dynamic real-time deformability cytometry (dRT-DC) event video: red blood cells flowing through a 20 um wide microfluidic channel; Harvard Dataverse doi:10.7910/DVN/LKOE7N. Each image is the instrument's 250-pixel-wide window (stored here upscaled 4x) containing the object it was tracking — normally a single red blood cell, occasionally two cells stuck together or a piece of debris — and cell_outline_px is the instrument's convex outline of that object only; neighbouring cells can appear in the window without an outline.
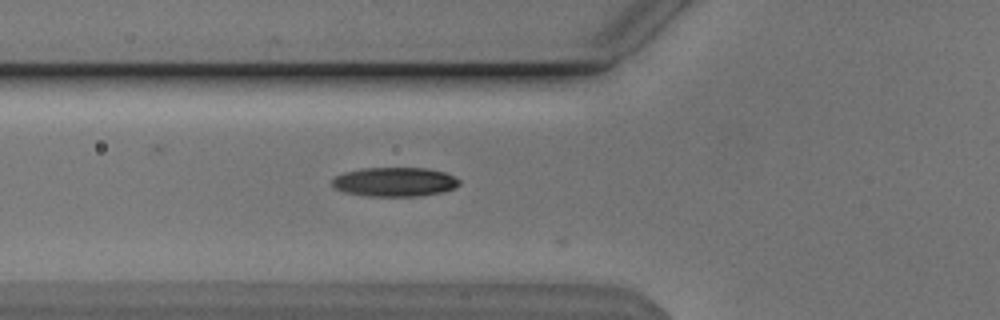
{"species": "Egyptian fruit bat (a non-hibernating species)", "species_latin": "Rousettus aegyptiacus", "temperature_condition": "cold", "stored_images_in_passage": 5, "camera_frame_rate_fps": 3000, "um_per_image_px": 0.085, "animal": {"sex": "male"}, "frame": {"image": 1, "passage_image": 4, "time_ms": 1.0, "image_size_px": [1000, 320], "cell_outline_px": [[460, 184], [456, 188], [444, 192], [420, 196], [368, 196], [344, 192], [336, 188], [332, 184], [332, 180], [336, 176], [344, 172], [360, 168], [428, 168], [444, 172], [460, 180]], "centroid_in_image_um": [33.57, 15.46], "position_along_channel_um": 92.2, "area_um2": 21.73}}